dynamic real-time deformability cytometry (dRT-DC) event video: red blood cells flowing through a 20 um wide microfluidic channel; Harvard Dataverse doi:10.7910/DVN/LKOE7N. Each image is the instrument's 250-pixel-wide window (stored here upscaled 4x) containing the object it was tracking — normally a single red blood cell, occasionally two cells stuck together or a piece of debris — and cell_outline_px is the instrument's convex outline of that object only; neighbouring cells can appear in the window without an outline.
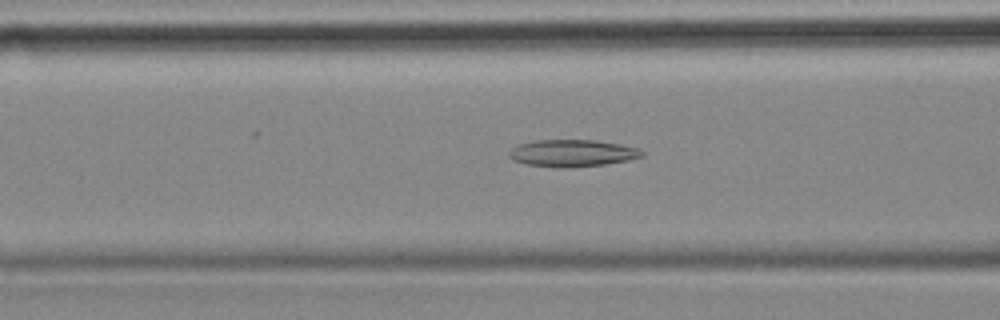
{"species": "common noctule bat (a hibernating species)", "species_latin": "Nyctalus noctula", "temperature_condition": "cold", "stored_images_in_passage": 52, "camera_frame_rate_fps": 3000, "um_per_image_px": 0.085, "animal": {"sex": "female", "body_mass_g": 18.4}, "frame": {"image": 1, "passage_image": 16, "time_ms": 5.0, "image_size_px": [1000, 320], "cell_outline_px": [[644, 156], [628, 160], [604, 164], [568, 168], [528, 164], [512, 160], [508, 156], [508, 152], [512, 148], [520, 144], [536, 140], [596, 140], [620, 144], [636, 148], [644, 152]], "centroid_in_image_um": [48.64, 13.01], "position_along_channel_um": 118.0, "area_um2": 20.75}}